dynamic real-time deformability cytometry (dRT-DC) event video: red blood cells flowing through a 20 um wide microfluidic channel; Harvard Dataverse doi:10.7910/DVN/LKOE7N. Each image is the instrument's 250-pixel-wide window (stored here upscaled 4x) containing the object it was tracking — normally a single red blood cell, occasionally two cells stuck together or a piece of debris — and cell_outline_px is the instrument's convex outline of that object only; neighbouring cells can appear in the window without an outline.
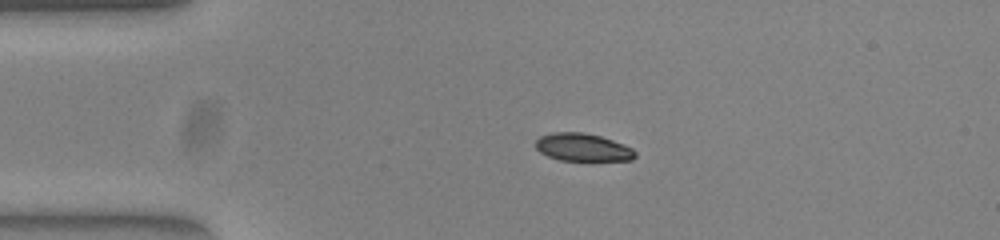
{"species": "common noctule bat (a hibernating species)", "species_latin": "Nyctalus noctula", "temperature_condition": "warm", "stored_images_in_passage": 43, "camera_frame_rate_fps": 3000, "um_per_image_px": 0.085, "animal": {"sex": "female", "body_mass_g": 23.0, "forearm_length_mm": 53.4}, "frame": {"image": 1, "passage_image": 1, "time_ms": 0.0, "image_size_px": [1000, 240], "cell_outline_px": [[636, 156], [632, 160], [560, 160], [548, 156], [540, 152], [536, 148], [536, 140], [540, 136], [552, 132], [584, 132], [600, 136], [624, 144], [632, 148], [636, 152]], "centroid_in_image_um": [49.53, 12.51], "position_along_channel_um": 35.5, "area_um2": 16.07}}
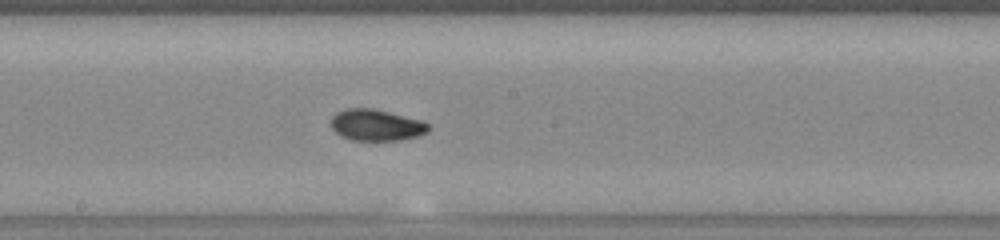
{"frame": {"image": 2, "passage_image": 18, "time_ms": 5.667, "image_size_px": [1000, 240], "cell_outline_px": [[428, 132], [420, 136], [400, 140], [352, 140], [340, 136], [332, 128], [332, 116], [336, 112], [344, 108], [372, 108], [424, 120], [428, 124]], "centroid_in_image_um": [32.0, 10.62], "position_along_channel_um": 216.2, "area_um2": 17.98}}
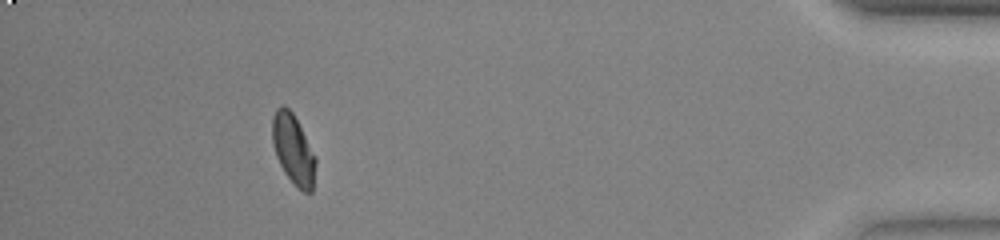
{"frame": {"image": 3, "passage_image": 38, "time_ms": 12.333, "image_size_px": [1000, 240], "cell_outline_px": [[316, 164], [312, 192], [304, 192], [296, 188], [284, 172], [276, 156], [272, 140], [272, 116], [276, 108], [284, 104], [292, 112], [316, 156]], "centroid_in_image_um": [24.92, 12.71], "position_along_channel_um": 410.3, "area_um2": 17.74}, "authors_computed_cell_mechanics": {"area_um2": 17.5134, "velocity_mm_per_s": 3.8367, "shape_relaxation_time_tau1_ms": 2.9584, "shape_relaxation_time_tau2_ms": 1.6136, "deformation_change_tau1": 0.1565, "deformation_change_tau2": 0.0505}}